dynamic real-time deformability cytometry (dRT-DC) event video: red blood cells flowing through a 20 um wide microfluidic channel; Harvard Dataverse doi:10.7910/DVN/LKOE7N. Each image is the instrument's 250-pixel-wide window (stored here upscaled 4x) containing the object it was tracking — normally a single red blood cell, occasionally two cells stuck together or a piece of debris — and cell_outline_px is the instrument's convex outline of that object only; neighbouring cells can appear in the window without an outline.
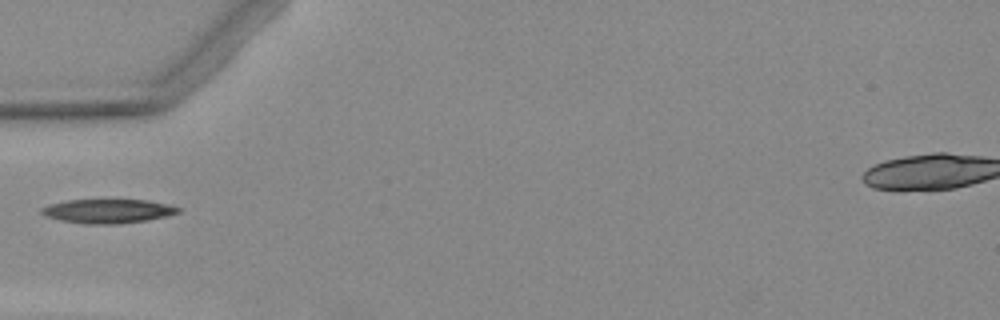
{"species": "Egyptian fruit bat (a non-hibernating species)", "species_latin": "Rousettus aegyptiacus", "temperature_condition": "warm", "stored_images_in_passage": 1, "camera_frame_rate_fps": 3000, "um_per_image_px": 0.085, "animal": {"sex": "female"}, "frame": {"image": 1, "passage_image": 1, "time_ms": 0.0, "image_size_px": [1000, 320], "cell_outline_px": [[180, 212], [148, 220], [120, 224], [88, 224], [60, 220], [44, 216], [40, 212], [40, 208], [48, 204], [64, 200], [148, 200], [168, 204], [180, 208]], "centroid_in_image_um": [9.12, 17.94], "position_along_channel_um": 75.9, "area_um2": 19.25}}